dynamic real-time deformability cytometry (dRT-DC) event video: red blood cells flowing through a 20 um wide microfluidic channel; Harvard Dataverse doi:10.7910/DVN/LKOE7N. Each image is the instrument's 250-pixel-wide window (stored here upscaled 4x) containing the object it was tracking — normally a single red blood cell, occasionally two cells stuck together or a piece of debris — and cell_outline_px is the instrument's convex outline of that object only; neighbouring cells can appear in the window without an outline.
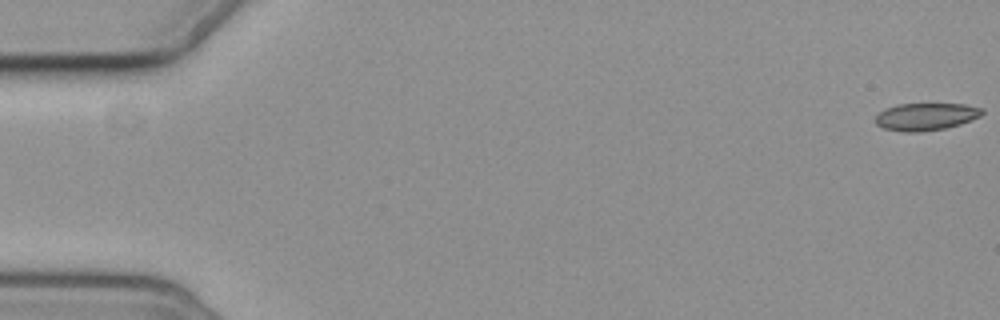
{"species": "common noctule bat (a hibernating species)", "species_latin": "Nyctalus noctula", "temperature_condition": "cold", "stored_images_in_passage": 6, "camera_frame_rate_fps": 3000, "um_per_image_px": 0.085, "animal": {"sex": "female", "body_mass_g": 19.3, "forearm_length_mm": 54.1}, "frame": {"image": 1, "passage_image": 1, "time_ms": 0.0, "image_size_px": [1000, 320], "cell_outline_px": [[984, 112], [980, 116], [960, 124], [944, 128], [920, 132], [904, 132], [884, 128], [876, 124], [876, 116], [884, 108], [896, 104], [964, 104], [984, 108]], "centroid_in_image_um": [78.7, 9.9], "position_along_channel_um": 6.3, "area_um2": 16.99}}
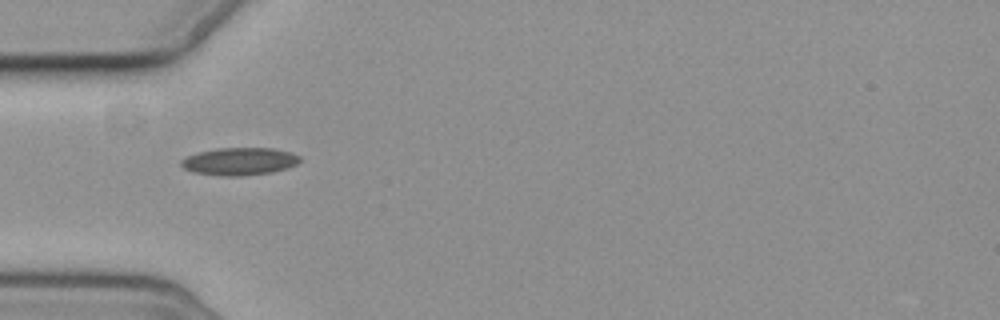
{"frame": {"image": 2, "passage_image": 5, "time_ms": 6.0, "image_size_px": [1000, 320], "cell_outline_px": [[300, 160], [296, 164], [288, 168], [272, 172], [240, 176], [224, 176], [192, 172], [184, 168], [180, 164], [180, 160], [188, 156], [200, 152], [216, 148], [272, 148], [292, 152], [300, 156]], "centroid_in_image_um": [20.37, 13.71], "position_along_channel_um": 64.6, "area_um2": 19.07}}
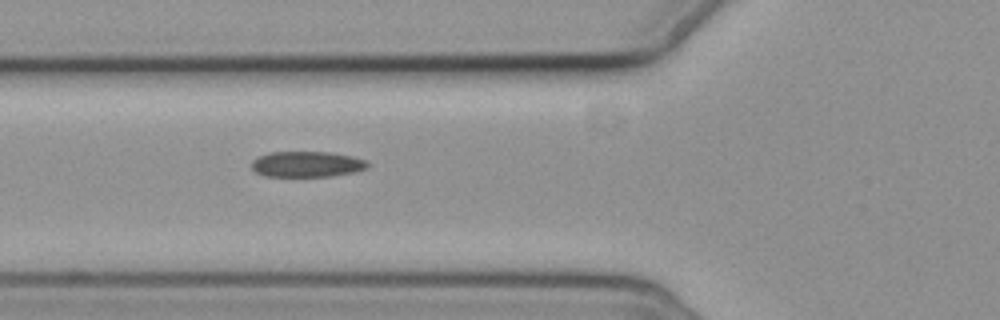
{"frame": {"image": 3, "passage_image": 6, "time_ms": 7.0, "image_size_px": [1000, 320], "cell_outline_px": [[368, 168], [356, 172], [332, 176], [264, 176], [256, 172], [252, 168], [252, 160], [268, 152], [332, 152], [352, 156], [368, 160]], "centroid_in_image_um": [26.13, 13.95], "position_along_channel_um": 99.7, "area_um2": 17.51}}